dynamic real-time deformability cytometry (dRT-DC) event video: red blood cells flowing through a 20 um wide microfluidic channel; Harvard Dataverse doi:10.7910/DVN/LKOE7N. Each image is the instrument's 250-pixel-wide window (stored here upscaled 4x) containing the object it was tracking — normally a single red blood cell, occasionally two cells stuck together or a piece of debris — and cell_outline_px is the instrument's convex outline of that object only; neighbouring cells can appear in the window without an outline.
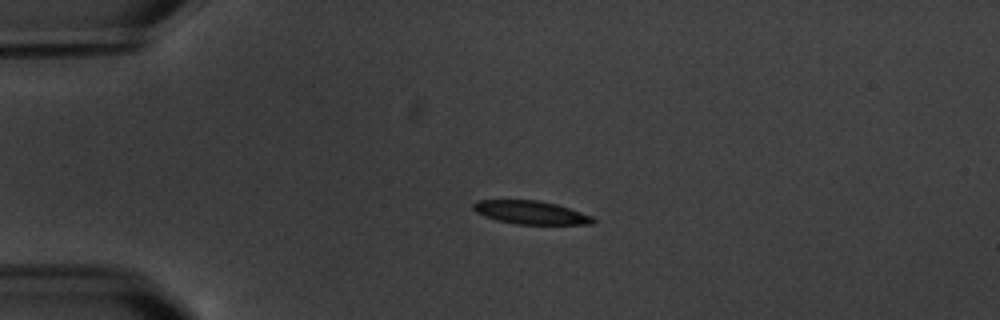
{"species": "common noctule bat (a hibernating species)", "species_latin": "Nyctalus noctula", "temperature_condition": "warm", "stored_images_in_passage": 4, "camera_frame_rate_fps": 3000, "um_per_image_px": 0.085, "animal": {"sex": "male", "body_mass_g": 20.1, "forearm_length_mm": 53.5}, "frame": {"image": 1, "passage_image": 3, "time_ms": 2.333, "image_size_px": [1000, 320], "cell_outline_px": [[596, 220], [592, 224], [516, 224], [496, 220], [484, 216], [476, 212], [472, 208], [472, 204], [476, 200], [536, 200], [556, 204], [592, 216]], "centroid_in_image_um": [45.07, 18.06], "position_along_channel_um": 39.9, "area_um2": 16.18}}